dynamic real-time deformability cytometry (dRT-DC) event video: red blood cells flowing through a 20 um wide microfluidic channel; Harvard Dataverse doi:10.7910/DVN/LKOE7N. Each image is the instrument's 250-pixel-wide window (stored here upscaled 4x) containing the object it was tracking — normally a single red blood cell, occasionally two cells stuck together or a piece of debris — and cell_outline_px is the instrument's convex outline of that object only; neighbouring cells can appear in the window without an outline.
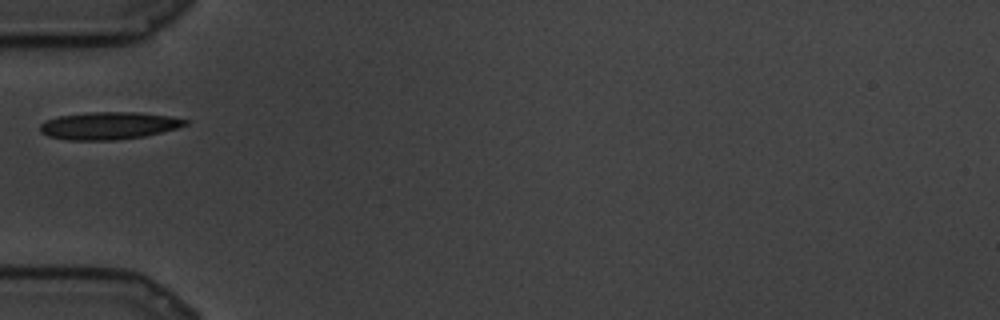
{"species": "common noctule bat (a hibernating species)", "species_latin": "Nyctalus noctula", "temperature_condition": "cold", "stored_images_in_passage": 48, "camera_frame_rate_fps": 3000, "um_per_image_px": 0.085, "animal": {"sex": "male", "body_mass_g": 19.5, "forearm_length_mm": 54.6}, "frame": {"image": 1, "passage_image": 1, "time_ms": 0.0, "image_size_px": [1000, 320], "cell_outline_px": [[188, 124], [176, 128], [144, 136], [112, 140], [68, 140], [48, 136], [40, 132], [40, 124], [48, 120], [60, 116], [88, 112], [136, 112], [168, 116], [188, 120]], "centroid_in_image_um": [9.22, 10.68], "position_along_channel_um": 75.8, "area_um2": 22.95}}